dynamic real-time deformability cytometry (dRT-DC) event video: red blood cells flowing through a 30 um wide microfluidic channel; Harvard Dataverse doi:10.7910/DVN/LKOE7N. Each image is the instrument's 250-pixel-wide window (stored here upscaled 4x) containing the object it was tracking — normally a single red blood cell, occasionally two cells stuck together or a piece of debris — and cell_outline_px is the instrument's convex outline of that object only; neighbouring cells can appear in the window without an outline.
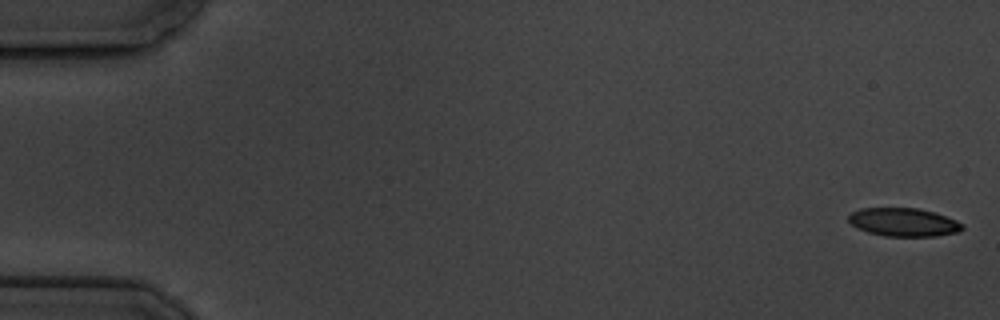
{"species": "common noctule bat (a hibernating species)", "species_latin": "Nyctalus noctula", "temperature_condition": "cold", "stored_images_in_passage": 7, "camera_frame_rate_fps": 3000, "um_per_image_px": 0.085, "animal": {"sex": "male", "body_mass_g": 19.5, "forearm_length_mm": 54.6}, "frame": {"image": 1, "passage_image": 1, "time_ms": 0.0, "image_size_px": [1000, 320], "cell_outline_px": [[964, 228], [960, 232], [936, 236], [884, 236], [868, 232], [856, 228], [848, 220], [848, 216], [852, 212], [860, 208], [920, 208], [956, 220], [964, 224]], "centroid_in_image_um": [76.81, 18.89], "position_along_channel_um": 8.2, "area_um2": 18.84}}
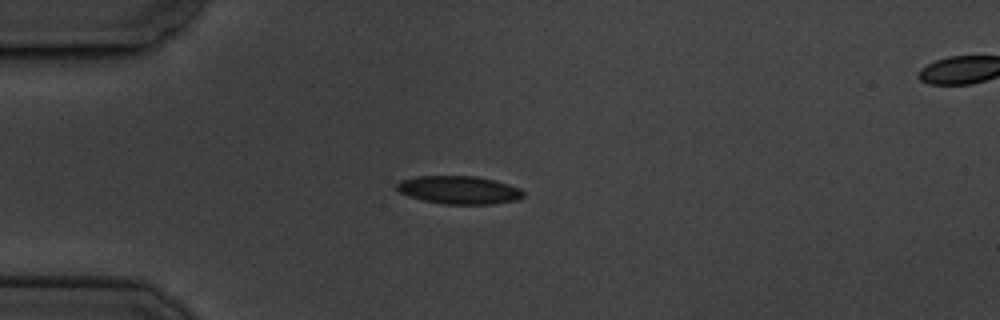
{"frame": {"image": 2, "passage_image": 5, "time_ms": 4.667, "image_size_px": [1000, 320], "cell_outline_px": [[524, 196], [520, 200], [492, 204], [444, 204], [424, 200], [408, 196], [400, 192], [396, 188], [396, 184], [400, 180], [416, 176], [476, 176], [496, 180], [520, 188], [524, 192]], "centroid_in_image_um": [39.04, 16.14], "position_along_channel_um": 46.0, "area_um2": 20.87}}